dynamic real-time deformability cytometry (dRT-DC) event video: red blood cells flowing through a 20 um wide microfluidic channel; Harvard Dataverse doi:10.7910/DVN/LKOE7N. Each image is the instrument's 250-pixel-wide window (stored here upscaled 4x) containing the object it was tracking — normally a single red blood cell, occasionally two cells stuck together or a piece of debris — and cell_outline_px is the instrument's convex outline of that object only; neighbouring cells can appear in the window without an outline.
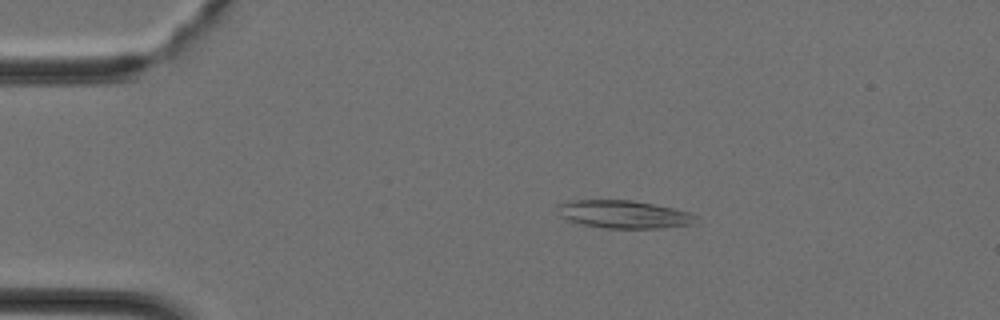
{"species": "Egyptian fruit bat (a non-hibernating species)", "species_latin": "Rousettus aegyptiacus", "temperature_condition": "cold", "stored_images_in_passage": 35, "camera_frame_rate_fps": 3000, "um_per_image_px": 0.085, "animal": {"sex": "female"}, "frame": {"image": 1, "passage_image": 4, "time_ms": 1.0, "image_size_px": [1000, 320], "cell_outline_px": [[696, 216], [692, 224], [664, 228], [604, 228], [580, 224], [568, 220], [560, 216], [556, 208], [556, 204], [568, 200], [632, 200], [672, 208], [688, 212]], "centroid_in_image_um": [52.93, 18.21], "position_along_channel_um": 32.1, "area_um2": 22.48}}
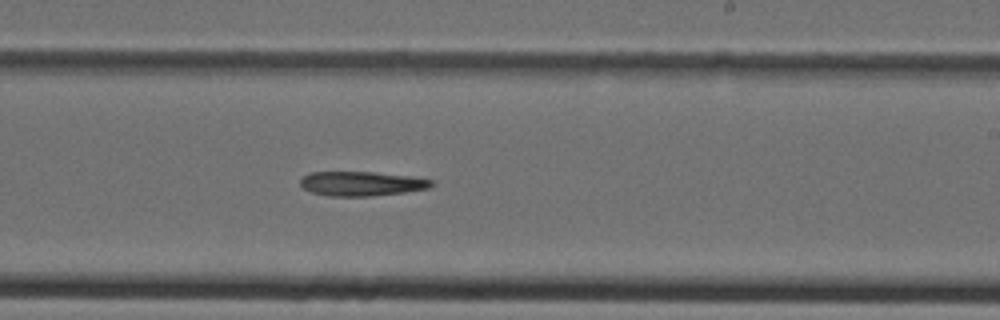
{"frame": {"image": 2, "passage_image": 20, "time_ms": 6.333, "image_size_px": [1000, 320], "cell_outline_px": [[436, 184], [428, 188], [404, 192], [372, 196], [328, 196], [312, 192], [304, 188], [300, 184], [300, 180], [304, 176], [312, 172], [372, 172], [408, 176], [432, 180]], "centroid_in_image_um": [30.73, 15.61], "position_along_channel_um": 258.3, "area_um2": 18.5}}
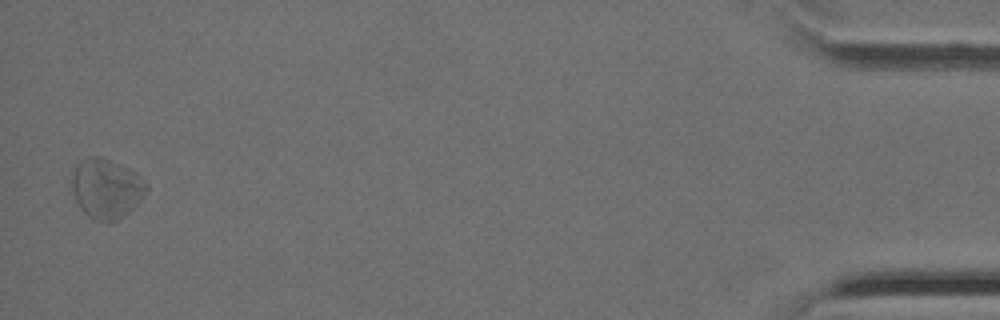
{"frame": {"image": 3, "passage_image": 35, "time_ms": 11.333, "image_size_px": [1000, 320], "cell_outline_px": [[148, 188], [136, 204], [120, 220], [96, 220], [88, 216], [80, 208], [72, 192], [72, 176], [80, 160], [88, 156], [100, 156], [132, 172]], "centroid_in_image_um": [8.97, 16.04], "position_along_channel_um": 426.2, "area_um2": 24.97}}